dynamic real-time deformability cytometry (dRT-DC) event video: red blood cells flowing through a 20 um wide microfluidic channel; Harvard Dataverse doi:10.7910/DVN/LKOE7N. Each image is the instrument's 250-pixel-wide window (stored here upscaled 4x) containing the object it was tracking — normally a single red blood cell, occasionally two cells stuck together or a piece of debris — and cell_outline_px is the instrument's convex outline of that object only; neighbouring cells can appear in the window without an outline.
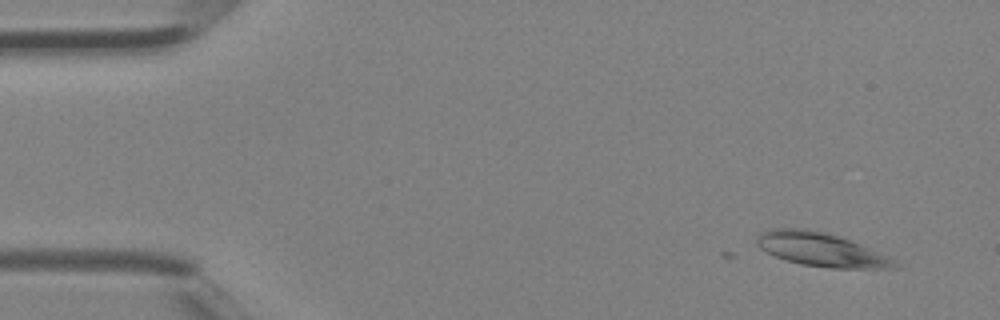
{"species": "Egyptian fruit bat (a non-hibernating species)", "species_latin": "Rousettus aegyptiacus", "temperature_condition": "room temperature", "stored_images_in_passage": 4, "camera_frame_rate_fps": 3000, "um_per_image_px": 0.085, "animal": {"sex": "female"}, "frame": {"image": 1, "passage_image": 2, "time_ms": 0.333, "image_size_px": [1000, 320], "cell_outline_px": [[904, 268], [832, 268], [800, 264], [784, 260], [760, 248], [756, 244], [756, 236], [760, 232], [768, 228], [808, 228], [840, 236], [852, 240], [896, 260]], "centroid_in_image_um": [69.79, 21.2], "position_along_channel_um": 15.2, "area_um2": 27.4}}
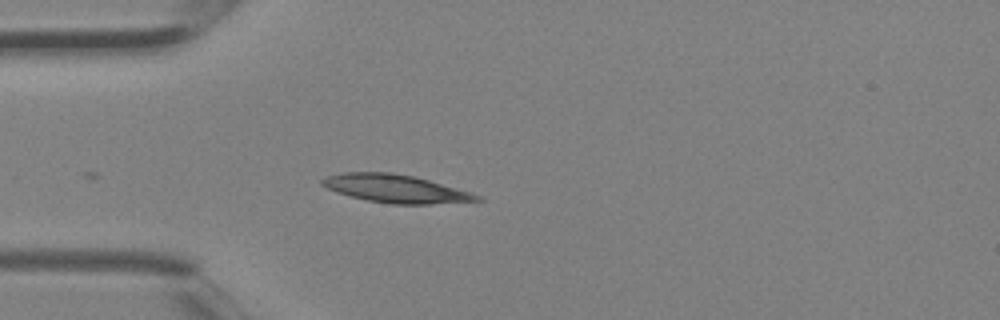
{"frame": {"image": 2, "passage_image": 4, "time_ms": 1.0, "image_size_px": [1000, 320], "cell_outline_px": [[484, 200], [428, 204], [392, 204], [368, 200], [336, 192], [320, 184], [320, 180], [328, 176], [344, 172], [392, 172], [412, 176], [428, 180], [472, 192], [480, 196]], "centroid_in_image_um": [33.63, 16.03], "position_along_channel_um": 51.4, "area_um2": 25.03}}